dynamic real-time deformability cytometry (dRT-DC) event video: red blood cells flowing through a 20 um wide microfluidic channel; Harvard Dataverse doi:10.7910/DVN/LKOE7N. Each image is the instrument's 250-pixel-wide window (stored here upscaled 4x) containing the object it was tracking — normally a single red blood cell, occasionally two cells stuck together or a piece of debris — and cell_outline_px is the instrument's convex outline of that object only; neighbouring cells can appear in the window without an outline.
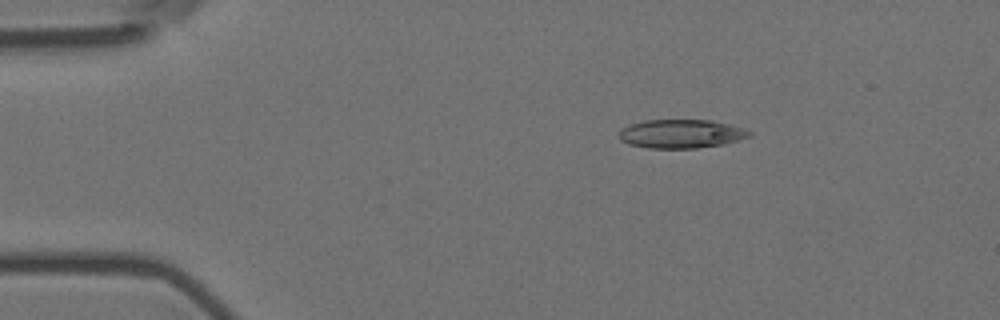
{"species": "Egyptian fruit bat (a non-hibernating species)", "species_latin": "Rousettus aegyptiacus", "temperature_condition": "room temperature", "stored_images_in_passage": 3, "camera_frame_rate_fps": 3000, "um_per_image_px": 0.085, "animal": {"sex": "female"}, "frame": {"image": 1, "passage_image": 1, "time_ms": 0.0, "image_size_px": [1000, 320], "cell_outline_px": [[752, 136], [740, 140], [724, 144], [696, 148], [648, 148], [628, 144], [620, 140], [620, 128], [628, 124], [644, 120], [712, 120], [744, 128], [752, 132]], "centroid_in_image_um": [57.9, 11.37], "position_along_channel_um": 27.1, "area_um2": 22.02}}
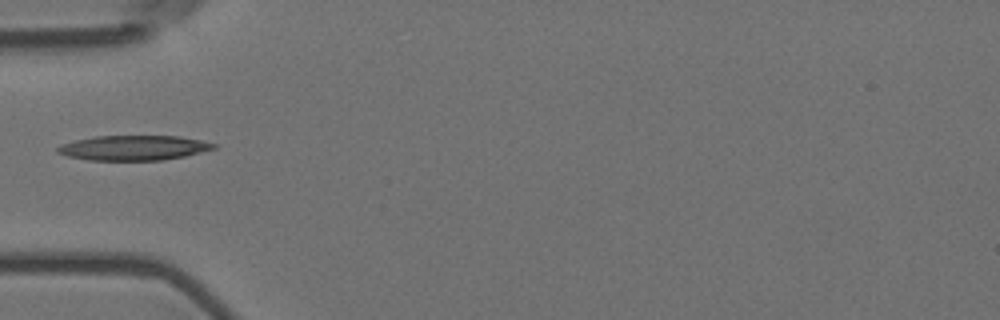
{"frame": {"image": 2, "passage_image": 3, "time_ms": 0.667, "image_size_px": [1000, 320], "cell_outline_px": [[216, 148], [184, 156], [160, 160], [88, 160], [68, 156], [56, 152], [56, 148], [60, 144], [72, 140], [96, 136], [180, 136], [200, 140], [216, 144]], "centroid_in_image_um": [11.3, 12.56], "position_along_channel_um": 73.7, "area_um2": 22.6}}